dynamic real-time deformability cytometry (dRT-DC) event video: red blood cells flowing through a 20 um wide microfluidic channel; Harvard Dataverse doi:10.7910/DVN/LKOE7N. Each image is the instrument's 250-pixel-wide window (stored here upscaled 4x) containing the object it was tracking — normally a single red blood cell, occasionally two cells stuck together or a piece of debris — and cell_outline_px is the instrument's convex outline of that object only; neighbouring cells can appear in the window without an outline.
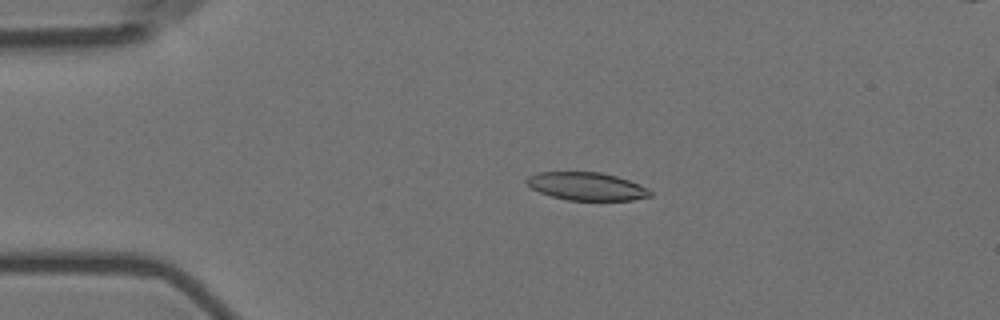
{"species": "Egyptian fruit bat (a non-hibernating species)", "species_latin": "Rousettus aegyptiacus", "temperature_condition": "room temperature", "stored_images_in_passage": 20, "camera_frame_rate_fps": 3000, "um_per_image_px": 0.085, "animal": {"sex": "female"}, "frame": {"image": 1, "passage_image": 12, "time_ms": 3.667, "image_size_px": [1000, 320], "cell_outline_px": [[652, 196], [632, 200], [568, 200], [552, 196], [540, 192], [532, 188], [524, 180], [528, 176], [536, 172], [600, 172], [616, 176], [640, 184], [648, 188], [652, 192]], "centroid_in_image_um": [49.87, 15.83], "position_along_channel_um": 35.1, "area_um2": 20.11}}
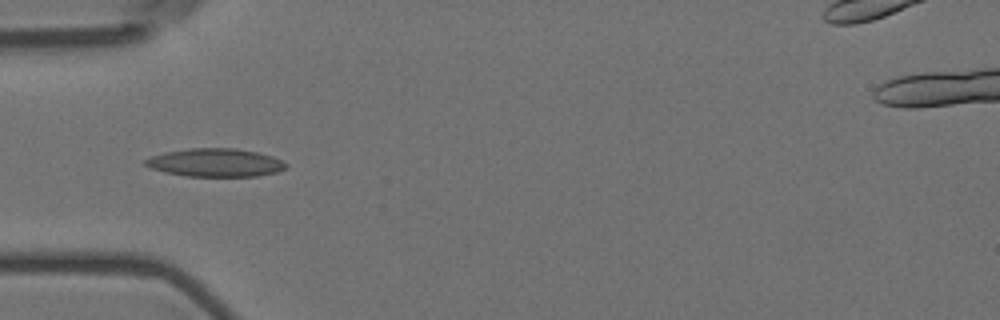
{"frame": {"image": 2, "passage_image": 18, "time_ms": 5.667, "image_size_px": [1000, 320], "cell_outline_px": [[288, 168], [276, 172], [256, 176], [184, 176], [164, 172], [152, 168], [144, 164], [144, 160], [152, 156], [164, 152], [188, 148], [236, 148], [256, 152], [272, 156], [288, 164]], "centroid_in_image_um": [18.3, 13.82], "position_along_channel_um": 66.7, "area_um2": 23.12}}